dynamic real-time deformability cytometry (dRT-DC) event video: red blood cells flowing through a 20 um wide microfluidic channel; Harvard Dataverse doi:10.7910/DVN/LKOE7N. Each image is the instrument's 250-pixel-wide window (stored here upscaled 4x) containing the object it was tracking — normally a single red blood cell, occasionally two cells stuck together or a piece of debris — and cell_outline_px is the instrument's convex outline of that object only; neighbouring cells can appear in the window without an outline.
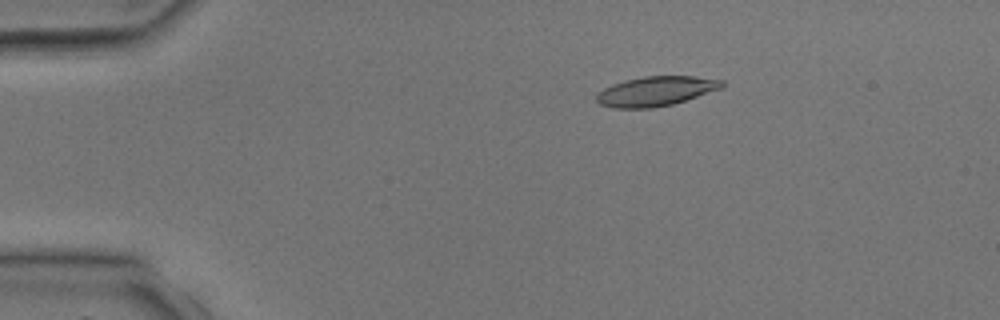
{"species": "common noctule bat (a hibernating species)", "species_latin": "Nyctalus noctula", "temperature_condition": "room temperature", "stored_images_in_passage": 4, "camera_frame_rate_fps": 3000, "um_per_image_px": 0.085, "animal": {"sex": "male", "body_mass_g": 17.9, "forearm_length_mm": 54.2}, "frame": {"image": 1, "passage_image": 3, "time_ms": 2.333, "image_size_px": [1000, 320], "cell_outline_px": [[724, 88], [672, 104], [652, 108], [612, 108], [600, 104], [596, 100], [596, 92], [612, 84], [624, 80], [644, 76], [692, 76], [724, 80]], "centroid_in_image_um": [55.74, 7.75], "position_along_channel_um": 29.3, "area_um2": 21.79}}